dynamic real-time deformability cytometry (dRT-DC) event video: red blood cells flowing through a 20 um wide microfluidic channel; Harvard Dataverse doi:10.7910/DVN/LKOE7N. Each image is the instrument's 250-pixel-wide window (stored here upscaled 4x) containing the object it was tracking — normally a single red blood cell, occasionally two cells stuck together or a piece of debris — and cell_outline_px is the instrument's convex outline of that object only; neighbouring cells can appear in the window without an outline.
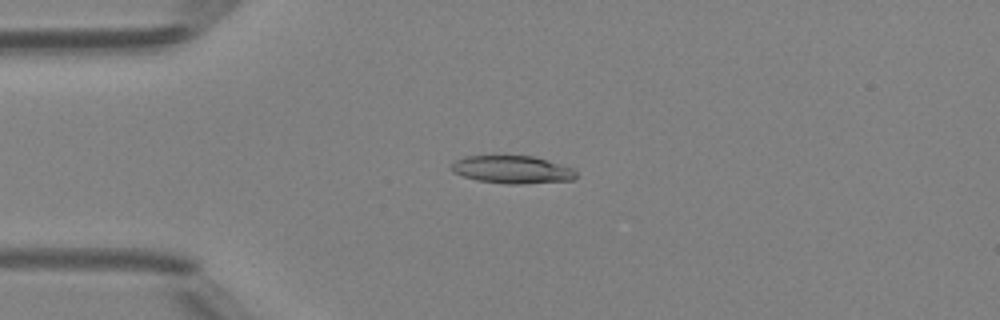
{"species": "Egyptian fruit bat (a non-hibernating species)", "species_latin": "Rousettus aegyptiacus", "temperature_condition": "room temperature", "stored_images_in_passage": 38, "camera_frame_rate_fps": 3000, "um_per_image_px": 0.085, "animal": {"sex": "female"}, "frame": {"image": 1, "passage_image": 1, "time_ms": 0.0, "image_size_px": [1000, 320], "cell_outline_px": [[576, 176], [572, 180], [520, 184], [508, 184], [476, 180], [452, 172], [452, 164], [456, 160], [464, 156], [504, 152], [532, 156], [572, 168], [576, 172]], "centroid_in_image_um": [43.47, 14.36], "position_along_channel_um": 41.5, "area_um2": 20.87}}
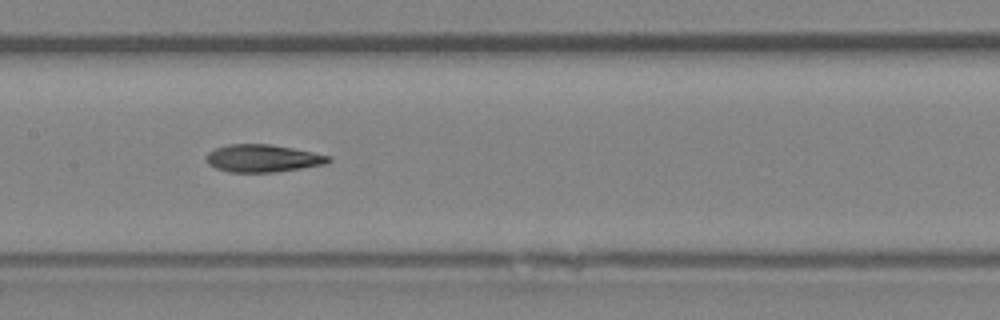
{"frame": {"image": 2, "passage_image": 13, "time_ms": 4.0, "image_size_px": [1000, 320], "cell_outline_px": [[332, 160], [324, 164], [300, 168], [272, 172], [228, 172], [216, 168], [208, 164], [204, 160], [204, 156], [208, 152], [216, 148], [228, 144], [268, 144], [292, 148], [312, 152], [328, 156]], "centroid_in_image_um": [22.25, 13.45], "position_along_channel_um": 185.1, "area_um2": 19.48}}
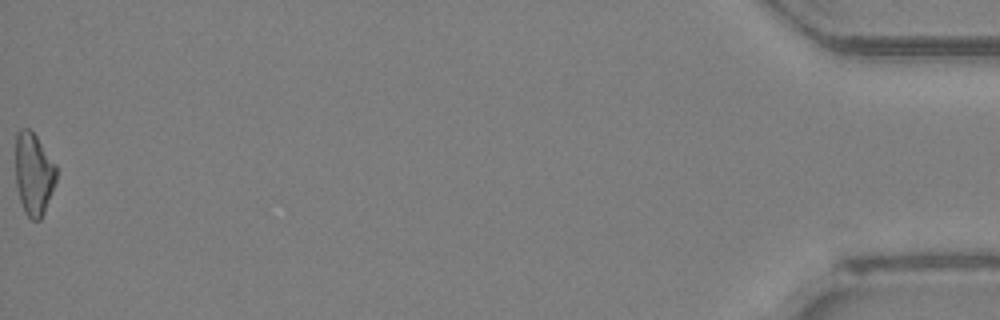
{"frame": {"image": 3, "passage_image": 38, "time_ms": 12.333, "image_size_px": [1000, 320], "cell_outline_px": [[56, 180], [44, 212], [40, 220], [32, 220], [24, 212], [20, 200], [16, 184], [16, 132], [20, 128], [28, 128], [36, 136], [56, 164]], "centroid_in_image_um": [2.86, 14.77], "position_along_channel_um": 432.3, "area_um2": 19.48}, "authors_computed_cell_mechanics": {"area_um2": 19.7965, "velocity_mm_per_s": 4.2089, "shape_relaxation_time_tau1_ms": 6.1081, "shape_relaxation_time_tau2_ms": 5.6436, "deformation_change_tau1": 0.1865, "deformation_change_tau2": 0.1355}}